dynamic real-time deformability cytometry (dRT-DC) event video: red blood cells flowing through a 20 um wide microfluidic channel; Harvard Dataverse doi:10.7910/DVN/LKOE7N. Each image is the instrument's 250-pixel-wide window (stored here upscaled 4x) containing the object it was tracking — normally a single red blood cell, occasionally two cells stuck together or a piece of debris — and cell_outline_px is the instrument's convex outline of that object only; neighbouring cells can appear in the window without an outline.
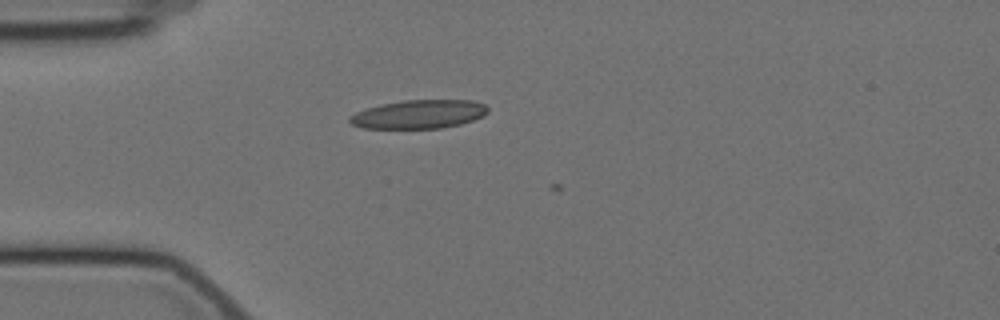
{"species": "Egyptian fruit bat (a non-hibernating species)", "species_latin": "Rousettus aegyptiacus", "temperature_condition": "cold", "stored_images_in_passage": 8, "camera_frame_rate_fps": 3000, "um_per_image_px": 0.085, "animal": {"sex": "female"}, "frame": {"image": 1, "passage_image": 6, "time_ms": 1.667, "image_size_px": [1000, 320], "cell_outline_px": [[488, 112], [484, 116], [460, 124], [440, 128], [364, 128], [352, 124], [348, 120], [348, 116], [356, 112], [380, 104], [404, 100], [472, 100], [484, 104], [488, 108]], "centroid_in_image_um": [35.61, 9.7], "position_along_channel_um": 49.4, "area_um2": 23.0}}